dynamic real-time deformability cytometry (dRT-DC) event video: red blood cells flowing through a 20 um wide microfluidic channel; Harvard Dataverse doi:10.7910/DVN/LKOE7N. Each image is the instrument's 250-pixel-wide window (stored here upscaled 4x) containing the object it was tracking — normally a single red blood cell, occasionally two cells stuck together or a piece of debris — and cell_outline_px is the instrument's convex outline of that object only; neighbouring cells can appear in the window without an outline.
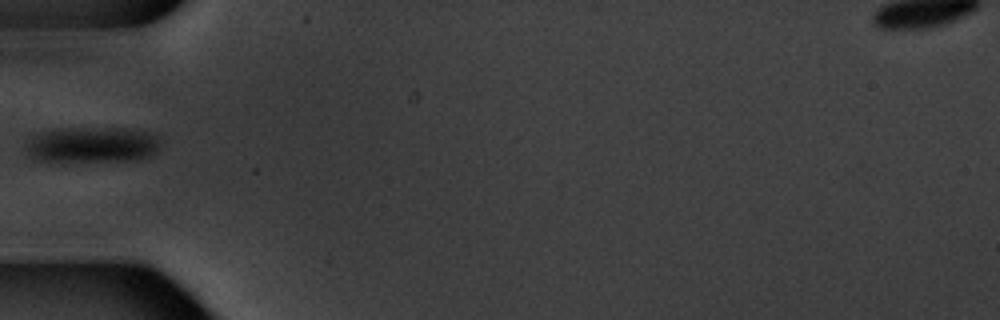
{"species": "common noctule bat (a hibernating species)", "species_latin": "Nyctalus noctula", "temperature_condition": "warm", "stored_images_in_passage": 6, "camera_frame_rate_fps": 3000, "um_per_image_px": 0.085, "animal": {"sex": "male", "body_mass_g": 20.1, "forearm_length_mm": 53.5}, "frame": {"image": 1, "passage_image": 6, "time_ms": 6.0, "image_size_px": [1000, 320], "cell_outline_px": [[160, 144], [156, 152], [148, 156], [136, 160], [36, 160], [28, 152], [28, 144], [36, 136], [44, 132], [68, 128], [124, 128], [148, 132], [156, 136], [160, 140]], "centroid_in_image_um": [7.94, 12.29], "position_along_channel_um": 77.1, "area_um2": 27.05}}